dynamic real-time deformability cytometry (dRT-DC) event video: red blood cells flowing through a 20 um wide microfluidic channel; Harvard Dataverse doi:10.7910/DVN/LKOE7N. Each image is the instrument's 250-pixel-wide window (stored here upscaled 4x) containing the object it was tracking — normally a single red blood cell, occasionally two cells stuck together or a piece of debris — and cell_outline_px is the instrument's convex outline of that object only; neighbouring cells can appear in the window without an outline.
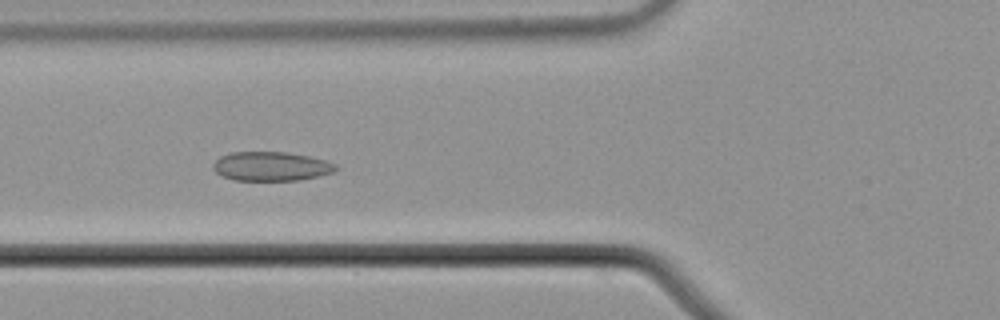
{"species": "common noctule bat (a hibernating species)", "species_latin": "Nyctalus noctula", "temperature_condition": "cold", "stored_images_in_passage": 8, "camera_frame_rate_fps": 3000, "um_per_image_px": 0.085, "animal": {"sex": "male", "body_mass_g": 21.5, "forearm_length_mm": 52.0}, "frame": {"image": 1, "passage_image": 5, "time_ms": 1.333, "image_size_px": [1000, 320], "cell_outline_px": [[336, 168], [332, 172], [300, 180], [236, 180], [224, 176], [216, 172], [212, 168], [212, 164], [220, 156], [232, 152], [284, 152], [308, 156], [324, 160], [336, 164]], "centroid_in_image_um": [23.01, 14.13], "position_along_channel_um": 102.8, "area_um2": 20.52}}
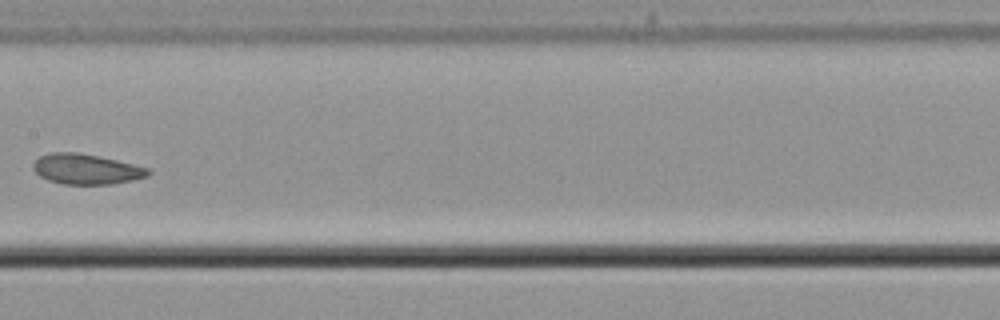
{"frame": {"image": 2, "passage_image": 7, "time_ms": 2.0, "image_size_px": [1000, 320], "cell_outline_px": [[152, 172], [148, 176], [132, 180], [112, 184], [60, 184], [48, 180], [40, 176], [32, 168], [32, 164], [40, 156], [52, 152], [76, 152], [100, 156], [148, 168]], "centroid_in_image_um": [7.31, 14.37], "position_along_channel_um": 200.1, "area_um2": 20.29}}
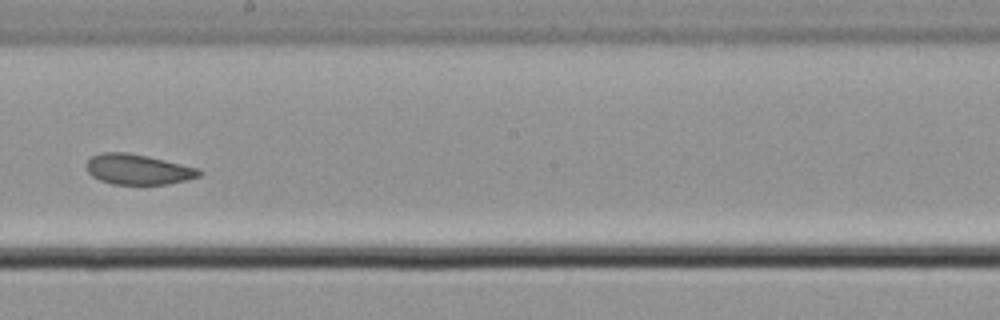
{"frame": {"image": 3, "passage_image": 8, "time_ms": 2.333, "image_size_px": [1000, 320], "cell_outline_px": [[204, 172], [200, 176], [168, 184], [112, 184], [100, 180], [92, 176], [88, 172], [84, 164], [92, 156], [100, 152], [128, 152], [148, 156], [200, 168]], "centroid_in_image_um": [11.72, 14.38], "position_along_channel_um": 236.5, "area_um2": 20.11}}